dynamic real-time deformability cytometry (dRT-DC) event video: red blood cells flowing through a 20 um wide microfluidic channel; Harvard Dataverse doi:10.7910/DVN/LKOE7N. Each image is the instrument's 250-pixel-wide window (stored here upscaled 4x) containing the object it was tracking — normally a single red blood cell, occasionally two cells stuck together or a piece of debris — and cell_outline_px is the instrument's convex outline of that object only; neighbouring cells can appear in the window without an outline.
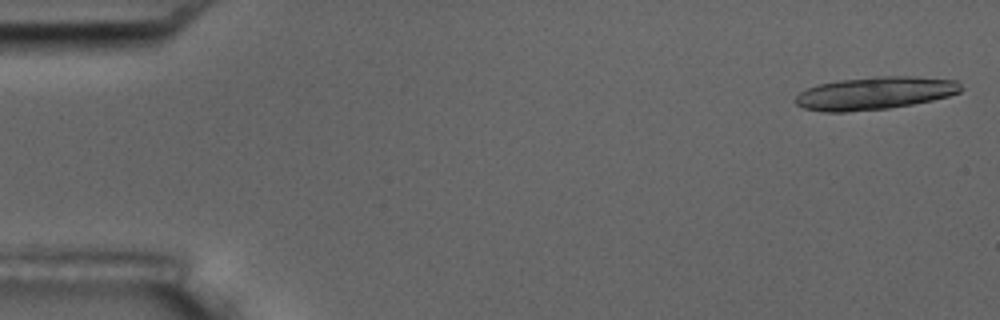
{"species": "common noctule bat (a hibernating species)", "species_latin": "Nyctalus noctula", "temperature_condition": "room temperature", "stored_images_in_passage": 4, "camera_frame_rate_fps": 3000, "um_per_image_px": 0.085, "animal": {"sex": "male", "body_mass_g": 17.5, "forearm_length_mm": 52.3}, "frame": {"image": 1, "passage_image": 1, "time_ms": 0.0, "image_size_px": [1000, 320], "cell_outline_px": [[964, 88], [960, 92], [948, 96], [932, 100], [912, 104], [888, 108], [844, 112], [824, 112], [804, 108], [796, 104], [796, 96], [800, 92], [808, 88], [820, 84], [840, 80], [876, 76], [916, 76], [956, 80]], "centroid_in_image_um": [74.39, 7.91], "position_along_channel_um": 10.6, "area_um2": 31.5}}